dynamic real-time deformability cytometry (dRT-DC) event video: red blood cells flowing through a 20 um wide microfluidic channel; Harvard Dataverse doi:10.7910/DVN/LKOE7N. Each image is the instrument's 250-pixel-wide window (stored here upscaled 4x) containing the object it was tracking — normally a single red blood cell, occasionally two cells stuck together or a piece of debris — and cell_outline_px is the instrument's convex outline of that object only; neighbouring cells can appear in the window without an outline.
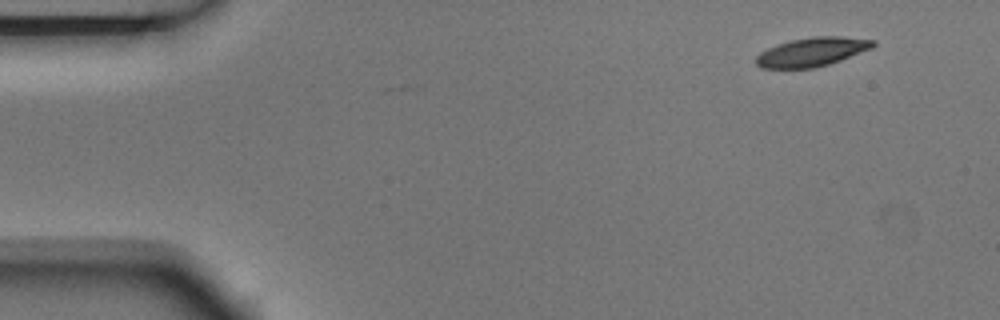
{"species": "Egyptian fruit bat (a non-hibernating species)", "species_latin": "Rousettus aegyptiacus", "temperature_condition": "room temperature", "stored_images_in_passage": 5, "camera_frame_rate_fps": 3000, "um_per_image_px": 0.085, "animal": {"sex": "male"}, "frame": {"image": 1, "passage_image": 1, "time_ms": 0.0, "image_size_px": [1000, 320], "cell_outline_px": [[876, 44], [872, 48], [840, 60], [828, 64], [812, 68], [760, 68], [756, 64], [756, 56], [760, 52], [768, 48], [792, 40], [812, 36], [844, 36], [876, 40]], "centroid_in_image_um": [69.04, 4.4], "position_along_channel_um": 16.0, "area_um2": 19.59}}